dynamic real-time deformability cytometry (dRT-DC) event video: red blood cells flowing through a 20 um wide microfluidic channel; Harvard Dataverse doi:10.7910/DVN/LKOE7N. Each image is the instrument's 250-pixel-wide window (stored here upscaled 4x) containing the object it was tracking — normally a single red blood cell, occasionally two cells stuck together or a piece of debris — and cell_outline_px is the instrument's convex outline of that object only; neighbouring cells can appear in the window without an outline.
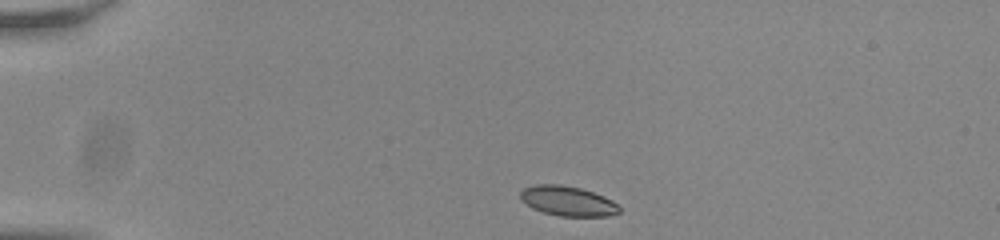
{"species": "common noctule bat (a hibernating species)", "species_latin": "Nyctalus noctula", "temperature_condition": "room temperature", "stored_images_in_passage": 43, "camera_frame_rate_fps": 3000, "um_per_image_px": 0.085, "animal": {"sex": "male", "body_mass_g": 20.0, "forearm_length_mm": 53.3}, "frame": {"image": 1, "passage_image": 1, "time_ms": 0.0, "image_size_px": [1000, 240], "cell_outline_px": [[620, 212], [608, 216], [560, 216], [544, 212], [532, 208], [520, 200], [520, 192], [524, 188], [536, 184], [560, 184], [580, 188], [604, 196], [612, 200], [620, 208]], "centroid_in_image_um": [48.24, 17.08], "position_along_channel_um": 36.8, "area_um2": 17.17}}
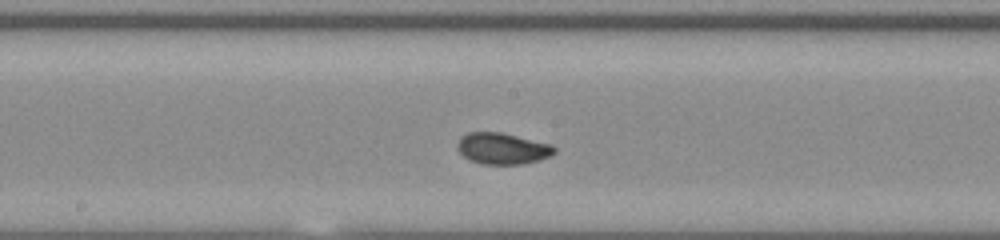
{"frame": {"image": 2, "passage_image": 19, "time_ms": 6.0, "image_size_px": [1000, 240], "cell_outline_px": [[556, 152], [552, 156], [540, 160], [524, 164], [480, 164], [468, 160], [456, 148], [456, 144], [460, 136], [468, 132], [500, 132], [552, 144], [556, 148]], "centroid_in_image_um": [42.71, 12.63], "position_along_channel_um": 205.5, "area_um2": 18.03}}
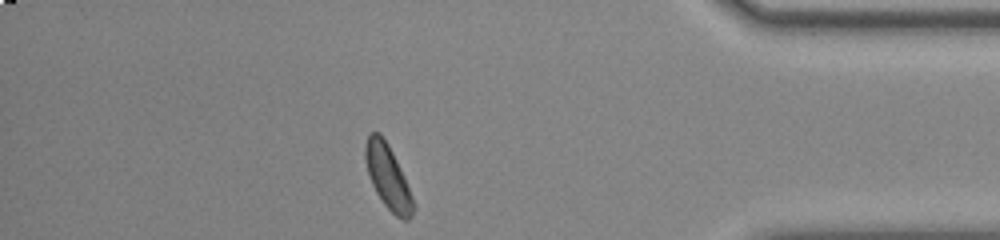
{"frame": {"image": 3, "passage_image": 37, "time_ms": 12.0, "image_size_px": [1000, 240], "cell_outline_px": [[416, 208], [412, 216], [408, 220], [404, 220], [396, 216], [384, 204], [376, 192], [372, 184], [364, 160], [364, 148], [368, 136], [372, 132], [380, 132], [388, 144], [404, 176], [416, 204]], "centroid_in_image_um": [32.99, 15.06], "position_along_channel_um": 402.2, "area_um2": 17.86}, "authors_computed_cell_mechanics": {"area_um2": 17.629, "velocity_mm_per_s": 3.7863, "shape_relaxation_time_tau1_ms": 4.7051, "shape_relaxation_time_tau2_ms": 1.2255, "deformation_change_tau1": 0.1336, "deformation_change_tau2": 0.0491}}